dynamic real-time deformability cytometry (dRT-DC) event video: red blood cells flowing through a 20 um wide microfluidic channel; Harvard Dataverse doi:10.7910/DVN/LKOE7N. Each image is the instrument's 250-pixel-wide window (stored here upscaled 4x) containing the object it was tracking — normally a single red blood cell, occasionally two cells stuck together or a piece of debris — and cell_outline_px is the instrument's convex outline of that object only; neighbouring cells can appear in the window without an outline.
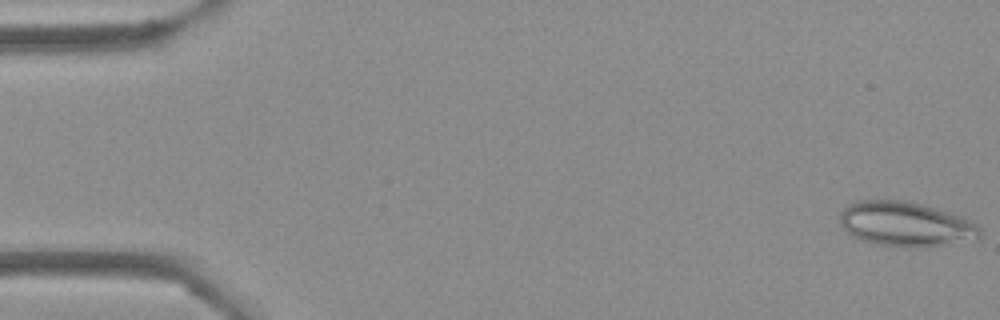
{"species": "Egyptian fruit bat (a non-hibernating species)", "species_latin": "Rousettus aegyptiacus", "temperature_condition": "cold", "stored_images_in_passage": 53, "camera_frame_rate_fps": 3000, "um_per_image_px": 0.085, "frame": {"image": 1, "passage_image": 1, "time_ms": 0.0, "image_size_px": [1000, 320], "cell_outline_px": [[980, 236], [928, 248], [920, 248], [880, 244], [860, 240], [852, 236], [840, 224], [840, 212], [852, 200], [904, 200], [936, 208], [964, 216], [980, 224]], "centroid_in_image_um": [76.96, 19.03], "position_along_channel_um": 8.0, "area_um2": 36.53}}
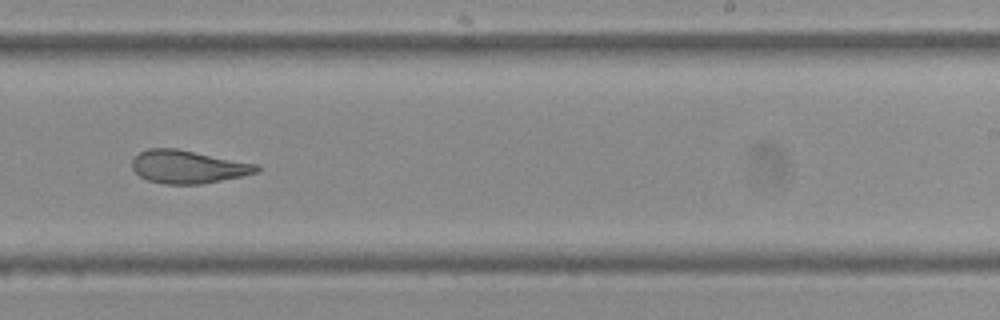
{"frame": {"image": 2, "passage_image": 33, "time_ms": 10.667, "image_size_px": [1000, 320], "cell_outline_px": [[260, 172], [200, 184], [168, 184], [148, 180], [140, 176], [132, 168], [132, 160], [140, 152], [148, 148], [176, 148], [260, 164]], "centroid_in_image_um": [16.01, 14.16], "position_along_channel_um": 273.0, "area_um2": 23.93}}
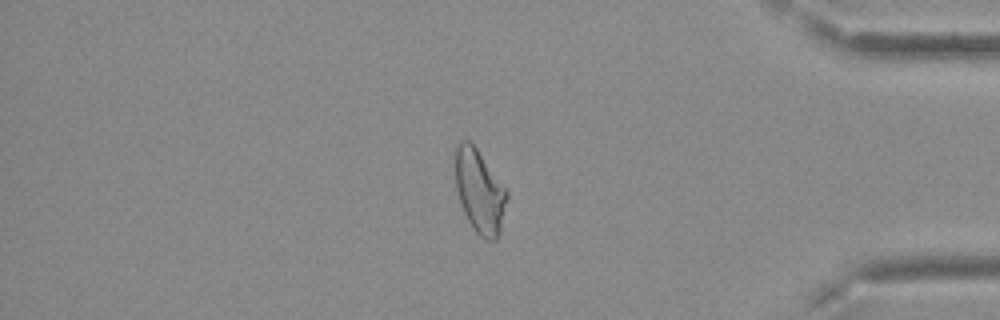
{"frame": {"image": 3, "passage_image": 45, "time_ms": 14.667, "image_size_px": [1000, 320], "cell_outline_px": [[508, 196], [500, 232], [496, 240], [484, 240], [472, 228], [460, 204], [456, 188], [456, 144], [460, 140], [468, 140], [476, 148], [508, 192]], "centroid_in_image_um": [40.76, 16.3], "position_along_channel_um": 394.4, "area_um2": 24.85}, "authors_computed_cell_mechanics": {"area_um2": 26.8192, "velocity_mm_per_s": 3.7827, "shape_relaxation_time_tau1_ms": null, "shape_relaxation_time_tau2_ms": 2.1324, "deformation_change_tau1": null, "deformation_change_tau2": 0.1003}}